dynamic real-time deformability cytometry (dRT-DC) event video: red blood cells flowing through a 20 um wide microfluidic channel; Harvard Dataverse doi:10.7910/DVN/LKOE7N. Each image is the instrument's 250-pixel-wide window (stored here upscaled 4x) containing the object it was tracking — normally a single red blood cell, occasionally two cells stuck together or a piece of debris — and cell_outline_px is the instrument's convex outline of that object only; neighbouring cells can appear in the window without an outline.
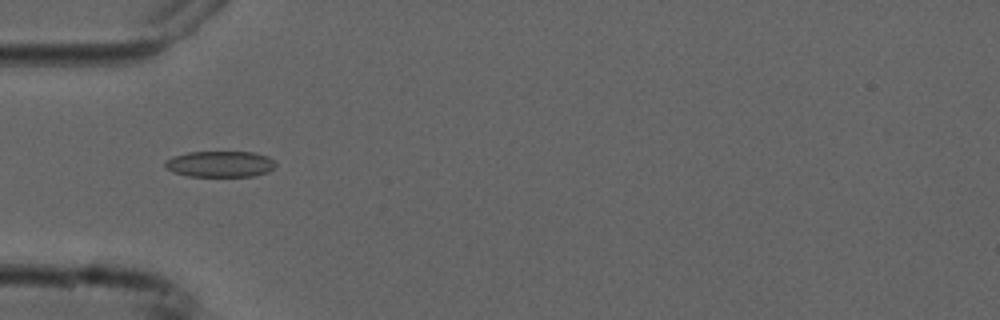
{"species": "common noctule bat (a hibernating species)", "species_latin": "Nyctalus noctula", "temperature_condition": "cold", "stored_images_in_passage": 4, "camera_frame_rate_fps": 3000, "um_per_image_px": 0.085, "animal": {"sex": "male", "forearm_length_mm": 52.5}, "frame": {"image": 1, "passage_image": 2, "time_ms": 1.0, "image_size_px": [1000, 320], "cell_outline_px": [[276, 164], [268, 172], [252, 176], [188, 176], [172, 172], [164, 168], [164, 160], [172, 156], [188, 152], [252, 152], [268, 156]], "centroid_in_image_um": [18.64, 13.94], "position_along_channel_um": 66.4, "area_um2": 16.88}}
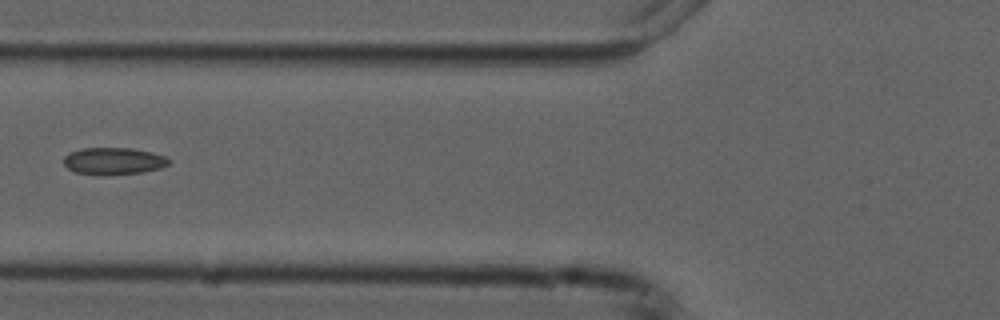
{"frame": {"image": 2, "passage_image": 3, "time_ms": 2.333, "image_size_px": [1000, 320], "cell_outline_px": [[172, 160], [168, 164], [160, 168], [140, 172], [108, 176], [100, 176], [76, 172], [68, 168], [64, 164], [64, 156], [68, 152], [80, 148], [132, 148], [152, 152], [164, 156]], "centroid_in_image_um": [9.63, 13.69], "position_along_channel_um": 116.2, "area_um2": 16.82}}
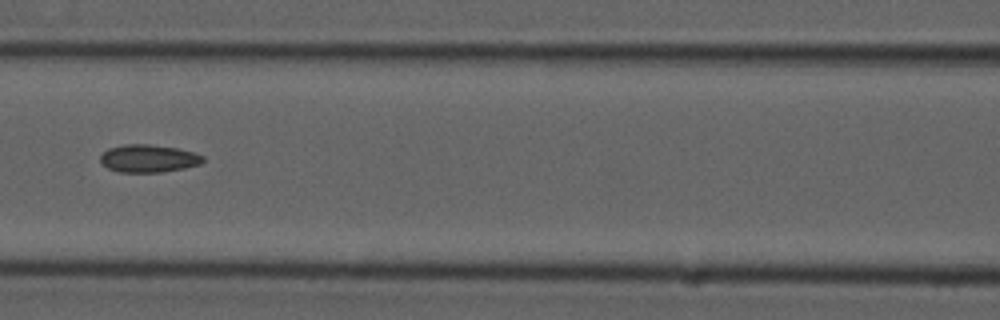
{"frame": {"image": 3, "passage_image": 4, "time_ms": 3.333, "image_size_px": [1000, 320], "cell_outline_px": [[204, 160], [200, 164], [184, 168], [160, 172], [120, 172], [108, 168], [100, 160], [100, 156], [108, 148], [124, 144], [148, 144], [176, 148], [192, 152], [204, 156]], "centroid_in_image_um": [12.61, 13.46], "position_along_channel_um": 154.0, "area_um2": 16.42}}